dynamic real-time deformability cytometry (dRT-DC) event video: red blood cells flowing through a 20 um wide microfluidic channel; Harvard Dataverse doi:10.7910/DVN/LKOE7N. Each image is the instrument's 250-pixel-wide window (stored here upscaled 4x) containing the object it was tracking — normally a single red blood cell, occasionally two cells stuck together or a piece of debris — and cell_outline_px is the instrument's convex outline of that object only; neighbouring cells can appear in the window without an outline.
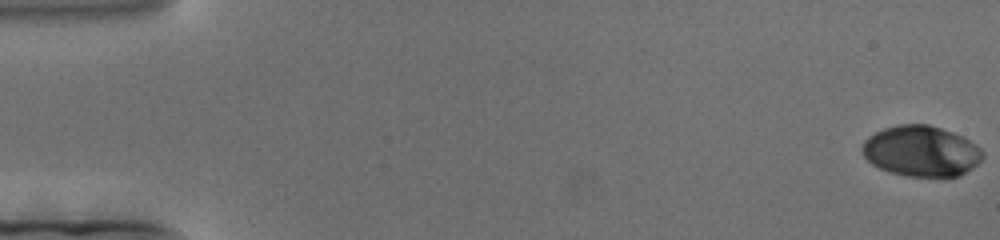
{"species": "human", "species_latin": "Homo sapiens", "temperature_condition": "cold", "stored_images_in_passage": 200, "camera_frame_rate_fps": 3000, "um_per_image_px": 0.085, "donor": {"sex": "female"}, "frame": {"image": 1, "passage_image": 1, "time_ms": 0.0, "image_size_px": [1000, 240], "cell_outline_px": [[984, 156], [972, 168], [960, 176], [904, 176], [888, 172], [872, 164], [864, 156], [860, 148], [864, 140], [868, 136], [884, 128], [900, 124], [928, 124], [964, 136], [976, 144], [984, 152]], "centroid_in_image_um": [78.29, 12.84], "position_along_channel_um": 6.7, "area_um2": 35.78}}
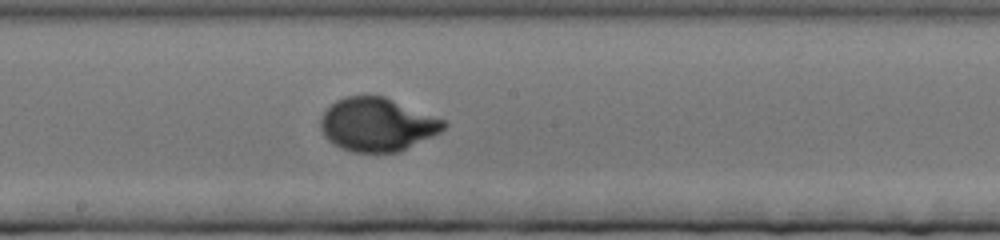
{"frame": {"image": 2, "passage_image": 110, "time_ms": 36.333, "image_size_px": [1000, 240], "cell_outline_px": [[448, 124], [440, 132], [400, 152], [352, 152], [340, 148], [332, 144], [324, 136], [320, 128], [320, 120], [324, 112], [336, 100], [344, 96], [384, 96], [448, 120]], "centroid_in_image_um": [32.08, 10.59], "position_along_channel_um": 216.1, "area_um2": 38.61}}
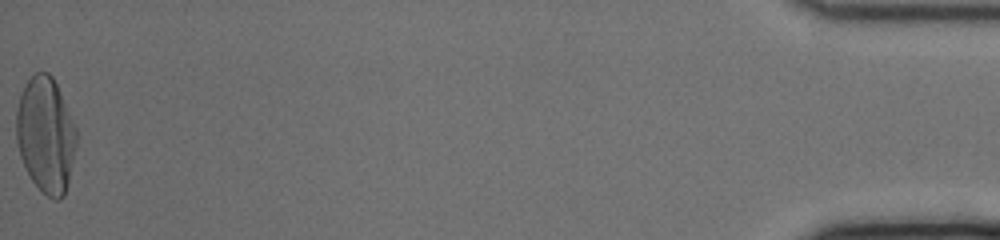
{"frame": {"image": 3, "passage_image": 200, "time_ms": 66.333, "image_size_px": [1000, 240], "cell_outline_px": [[76, 148], [64, 196], [60, 200], [52, 200], [32, 180], [20, 156], [16, 140], [16, 112], [20, 96], [24, 84], [36, 72], [48, 72], [52, 76], [56, 84], [76, 128]], "centroid_in_image_um": [3.88, 11.46], "position_along_channel_um": 431.3, "area_um2": 40.11}}